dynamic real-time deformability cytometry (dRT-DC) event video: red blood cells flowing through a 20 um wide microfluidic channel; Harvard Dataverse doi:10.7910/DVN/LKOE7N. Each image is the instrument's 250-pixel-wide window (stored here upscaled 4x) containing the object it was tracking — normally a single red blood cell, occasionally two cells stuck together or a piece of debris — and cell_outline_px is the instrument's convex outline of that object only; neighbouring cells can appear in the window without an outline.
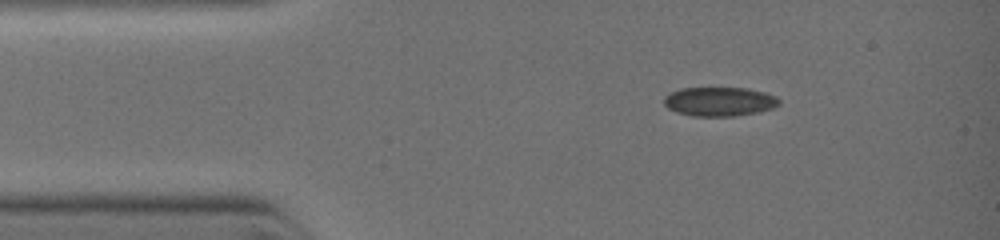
{"species": "common noctule bat (a hibernating species)", "species_latin": "Nyctalus noctula", "temperature_condition": "warm", "stored_images_in_passage": 16, "camera_frame_rate_fps": 3000, "um_per_image_px": 0.085, "animal": {"sex": "female", "body_mass_g": 19.0, "forearm_length_mm": 51.5}, "frame": {"image": 1, "passage_image": 1, "time_ms": 0.0, "image_size_px": [1000, 240], "cell_outline_px": [[780, 104], [772, 108], [760, 112], [736, 116], [692, 116], [676, 112], [668, 108], [664, 104], [664, 96], [680, 88], [748, 88], [764, 92], [776, 96], [780, 100]], "centroid_in_image_um": [61.16, 8.64], "position_along_channel_um": 23.8, "area_um2": 19.65}}
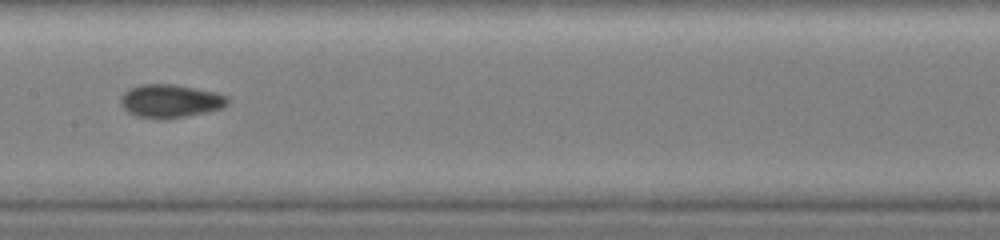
{"frame": {"image": 2, "passage_image": 10, "time_ms": 4.0, "image_size_px": [1000, 240], "cell_outline_px": [[228, 104], [220, 108], [204, 112], [180, 116], [136, 116], [128, 112], [120, 104], [120, 96], [128, 88], [140, 84], [176, 84], [216, 92], [228, 96]], "centroid_in_image_um": [14.45, 8.52], "position_along_channel_um": 192.9, "area_um2": 20.11}}
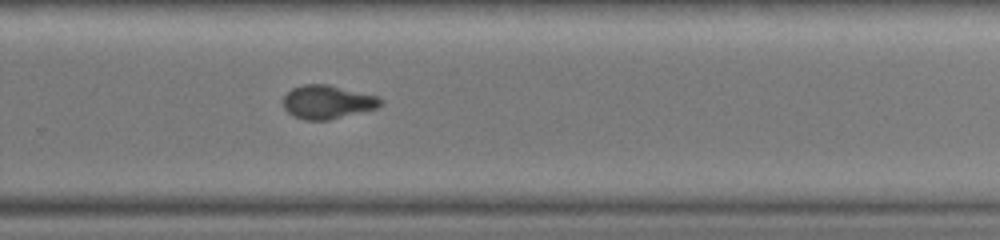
{"frame": {"image": 3, "passage_image": 16, "time_ms": 6.0, "image_size_px": [1000, 240], "cell_outline_px": [[384, 104], [376, 108], [328, 120], [304, 120], [292, 116], [284, 108], [284, 96], [292, 88], [304, 84], [328, 84], [376, 96]], "centroid_in_image_um": [27.79, 8.67], "position_along_channel_um": 302.0, "area_um2": 18.84}}